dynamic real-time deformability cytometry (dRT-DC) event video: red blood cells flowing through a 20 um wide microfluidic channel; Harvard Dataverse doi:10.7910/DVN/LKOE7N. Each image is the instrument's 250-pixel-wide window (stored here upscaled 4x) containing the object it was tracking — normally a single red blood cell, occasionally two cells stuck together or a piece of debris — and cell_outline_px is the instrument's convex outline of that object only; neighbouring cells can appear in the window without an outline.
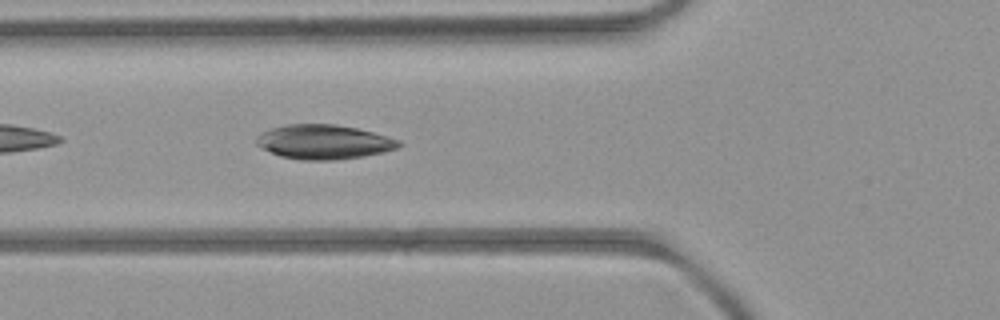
{"species": "common noctule bat (a hibernating species)", "species_latin": "Nyctalus noctula", "temperature_condition": "room temperature", "stored_images_in_passage": 5, "camera_frame_rate_fps": 3000, "um_per_image_px": 0.085, "animal": {"sex": "female", "body_mass_g": 21.9}, "frame": {"image": 1, "passage_image": 5, "time_ms": 4.333, "image_size_px": [1000, 320], "cell_outline_px": [[404, 144], [396, 148], [384, 152], [364, 156], [336, 160], [300, 160], [280, 156], [256, 144], [256, 136], [272, 128], [288, 124], [336, 124], [356, 128], [372, 132], [400, 140]], "centroid_in_image_um": [27.55, 12.07], "position_along_channel_um": 98.2, "area_um2": 28.44}}